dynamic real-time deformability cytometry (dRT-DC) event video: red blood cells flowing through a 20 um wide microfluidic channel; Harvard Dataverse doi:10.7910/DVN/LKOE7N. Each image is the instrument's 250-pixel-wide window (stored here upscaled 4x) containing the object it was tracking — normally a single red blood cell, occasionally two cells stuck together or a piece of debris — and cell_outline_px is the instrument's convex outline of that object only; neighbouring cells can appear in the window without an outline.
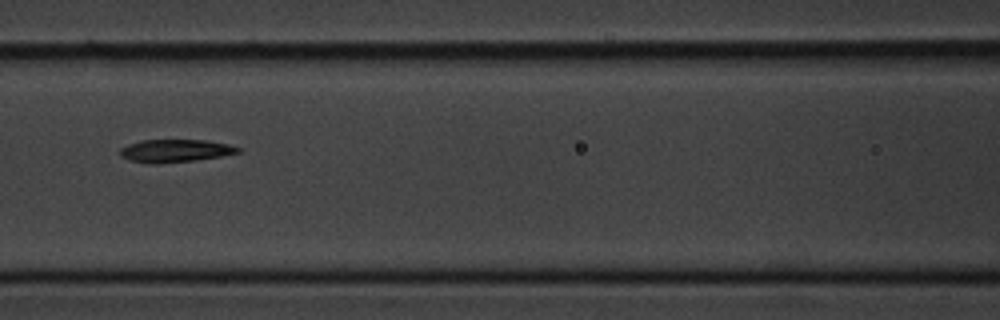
{"species": "common noctule bat (a hibernating species)", "species_latin": "Nyctalus noctula", "temperature_condition": "cold", "stored_images_in_passage": 5, "camera_frame_rate_fps": 3000, "um_per_image_px": 0.085, "animal": {"sex": "male", "body_mass_g": 20.1, "forearm_length_mm": 53.5}, "frame": {"image": 1, "passage_image": 4, "time_ms": 3.333, "image_size_px": [1000, 320], "cell_outline_px": [[240, 152], [220, 156], [196, 160], [156, 164], [148, 164], [132, 160], [120, 156], [120, 148], [128, 144], [140, 140], [204, 140], [228, 144], [240, 148]], "centroid_in_image_um": [14.86, 12.82], "position_along_channel_um": 151.7, "area_um2": 15.61}}
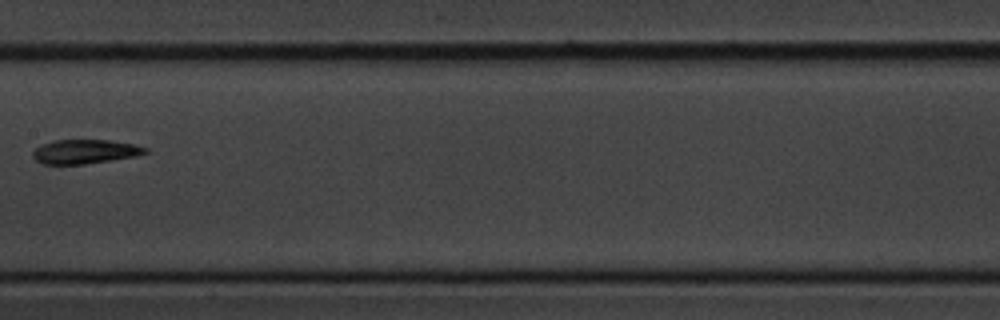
{"frame": {"image": 2, "passage_image": 5, "time_ms": 4.667, "image_size_px": [1000, 320], "cell_outline_px": [[148, 152], [136, 156], [84, 164], [44, 164], [36, 160], [32, 156], [32, 152], [36, 148], [44, 144], [56, 140], [112, 140], [136, 144], [148, 148]], "centroid_in_image_um": [7.26, 12.88], "position_along_channel_um": 200.1, "area_um2": 15.78}}